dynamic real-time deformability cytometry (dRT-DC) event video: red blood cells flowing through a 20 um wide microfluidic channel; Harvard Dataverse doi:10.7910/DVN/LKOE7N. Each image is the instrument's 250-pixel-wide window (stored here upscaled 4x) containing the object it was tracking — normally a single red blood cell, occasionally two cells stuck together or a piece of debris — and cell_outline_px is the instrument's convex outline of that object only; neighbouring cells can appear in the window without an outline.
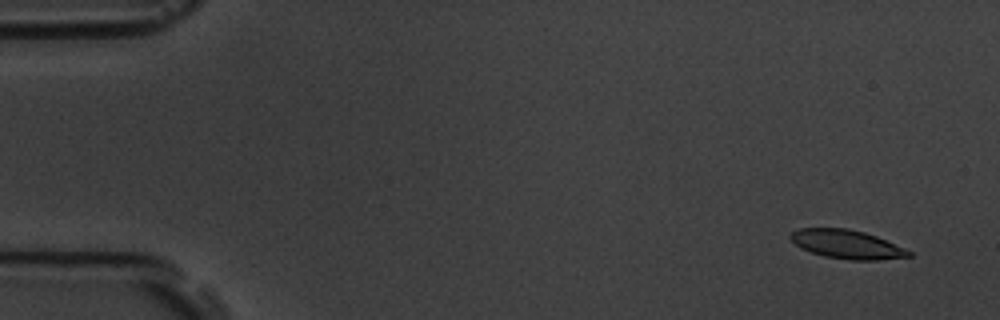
{"species": "common noctule bat (a hibernating species)", "species_latin": "Nyctalus noctula", "temperature_condition": "room temperature", "stored_images_in_passage": 6, "camera_frame_rate_fps": 3000, "um_per_image_px": 0.085, "animal": {"sex": "male", "body_mass_g": 19.5, "forearm_length_mm": 54.6}, "frame": {"image": 1, "passage_image": 2, "time_ms": 1.0, "image_size_px": [1000, 320], "cell_outline_px": [[912, 256], [880, 260], [848, 260], [824, 256], [800, 248], [788, 236], [792, 232], [800, 228], [848, 228], [864, 232], [876, 236], [904, 248], [912, 252]], "centroid_in_image_um": [71.98, 20.77], "position_along_channel_um": 13.0, "area_um2": 19.77}}
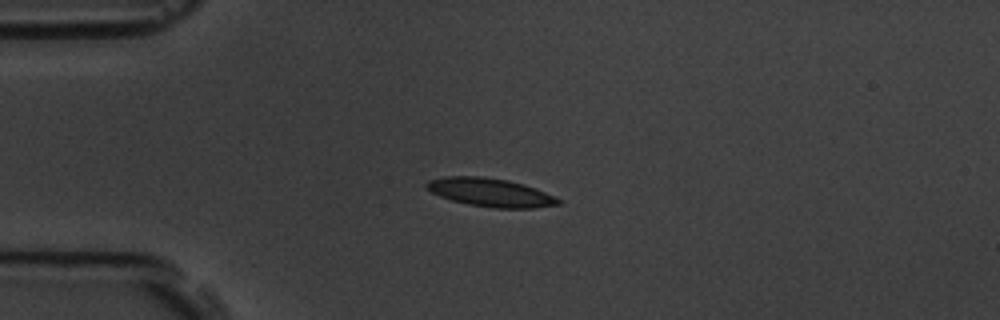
{"frame": {"image": 2, "passage_image": 5, "time_ms": 4.667, "image_size_px": [1000, 320], "cell_outline_px": [[564, 200], [560, 204], [532, 208], [496, 208], [468, 204], [452, 200], [440, 196], [432, 192], [424, 184], [428, 180], [444, 176], [480, 176], [508, 180], [524, 184]], "centroid_in_image_um": [41.69, 16.35], "position_along_channel_um": 43.3, "area_um2": 21.73}}